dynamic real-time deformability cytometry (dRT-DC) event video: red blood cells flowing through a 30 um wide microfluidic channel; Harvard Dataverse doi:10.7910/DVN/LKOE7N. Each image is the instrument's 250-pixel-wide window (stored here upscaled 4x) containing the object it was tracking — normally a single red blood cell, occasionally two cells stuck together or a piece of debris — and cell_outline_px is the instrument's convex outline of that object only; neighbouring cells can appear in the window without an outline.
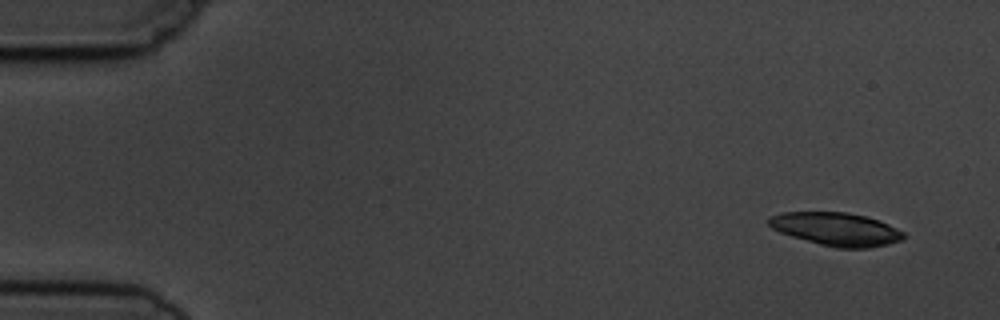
{"species": "common noctule bat (a hibernating species)", "species_latin": "Nyctalus noctula", "temperature_condition": "cold", "stored_images_in_passage": 8, "camera_frame_rate_fps": 3000, "um_per_image_px": 0.085, "animal": {"sex": "male", "body_mass_g": 19.5, "forearm_length_mm": 54.6}, "frame": {"image": 1, "passage_image": 1, "time_ms": 0.0, "image_size_px": [1000, 320], "cell_outline_px": [[908, 236], [904, 240], [888, 244], [868, 248], [836, 248], [820, 244], [792, 236], [780, 232], [772, 228], [768, 224], [768, 216], [784, 212], [848, 212], [864, 216], [888, 224], [904, 232]], "centroid_in_image_um": [71.1, 19.48], "position_along_channel_um": 13.9, "area_um2": 26.07}}